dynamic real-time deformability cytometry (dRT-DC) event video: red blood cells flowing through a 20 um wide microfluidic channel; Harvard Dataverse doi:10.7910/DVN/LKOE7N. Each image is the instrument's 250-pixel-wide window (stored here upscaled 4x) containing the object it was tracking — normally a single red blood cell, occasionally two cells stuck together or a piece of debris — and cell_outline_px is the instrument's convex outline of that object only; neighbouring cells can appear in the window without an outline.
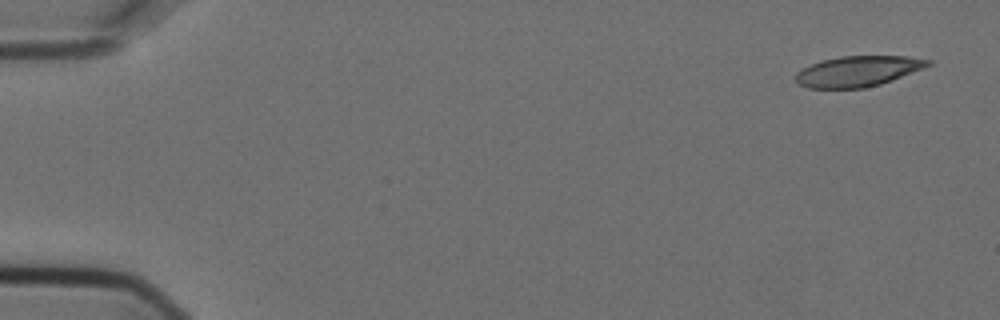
{"species": "Egyptian fruit bat (a non-hibernating species)", "species_latin": "Rousettus aegyptiacus", "temperature_condition": "cold", "stored_images_in_passage": 5, "camera_frame_rate_fps": 3000, "um_per_image_px": 0.085, "animal": {"sex": "female"}, "frame": {"image": 1, "passage_image": 1, "time_ms": 0.0, "image_size_px": [1000, 320], "cell_outline_px": [[932, 64], [924, 68], [892, 80], [880, 84], [864, 88], [808, 88], [800, 84], [796, 80], [796, 72], [812, 64], [824, 60], [840, 56], [904, 56], [932, 60]], "centroid_in_image_um": [72.95, 6.05], "position_along_channel_um": 12.0, "area_um2": 23.35}}
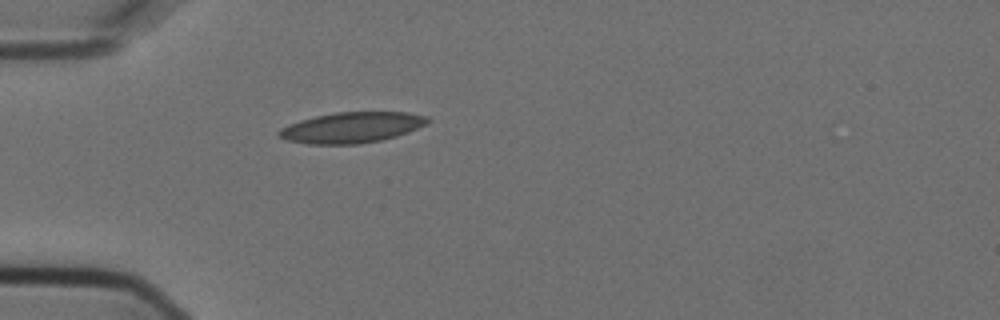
{"frame": {"image": 2, "passage_image": 5, "time_ms": 1.333, "image_size_px": [1000, 320], "cell_outline_px": [[432, 120], [428, 124], [408, 132], [396, 136], [380, 140], [356, 144], [308, 144], [288, 140], [276, 136], [276, 132], [280, 128], [288, 124], [300, 120], [316, 116], [336, 112], [408, 112], [428, 116]], "centroid_in_image_um": [29.91, 10.83], "position_along_channel_um": 55.1, "area_um2": 26.76}}